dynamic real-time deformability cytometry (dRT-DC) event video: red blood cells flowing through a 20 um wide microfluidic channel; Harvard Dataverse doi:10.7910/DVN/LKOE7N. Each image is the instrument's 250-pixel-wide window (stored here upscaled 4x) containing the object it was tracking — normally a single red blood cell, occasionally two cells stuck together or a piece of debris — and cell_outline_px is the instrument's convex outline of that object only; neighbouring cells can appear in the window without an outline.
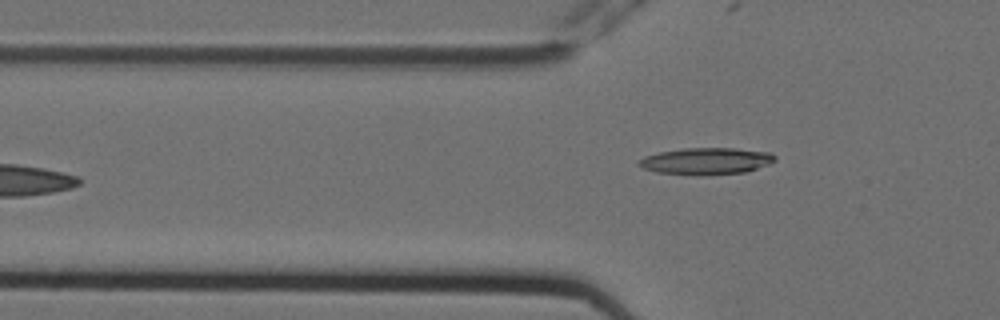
{"species": "Egyptian fruit bat (a non-hibernating species)", "species_latin": "Rousettus aegyptiacus", "temperature_condition": "cold", "stored_images_in_passage": 6, "camera_frame_rate_fps": 3000, "um_per_image_px": 0.085, "animal": {"sex": "female"}, "frame": {"image": 1, "passage_image": 6, "time_ms": 1.667, "image_size_px": [1000, 320], "cell_outline_px": [[776, 160], [768, 164], [744, 172], [704, 176], [696, 176], [656, 172], [644, 168], [636, 164], [636, 160], [644, 156], [660, 152], [684, 148], [736, 148], [772, 152], [776, 156]], "centroid_in_image_um": [60.0, 13.7], "position_along_channel_um": 65.8, "area_um2": 21.56}}